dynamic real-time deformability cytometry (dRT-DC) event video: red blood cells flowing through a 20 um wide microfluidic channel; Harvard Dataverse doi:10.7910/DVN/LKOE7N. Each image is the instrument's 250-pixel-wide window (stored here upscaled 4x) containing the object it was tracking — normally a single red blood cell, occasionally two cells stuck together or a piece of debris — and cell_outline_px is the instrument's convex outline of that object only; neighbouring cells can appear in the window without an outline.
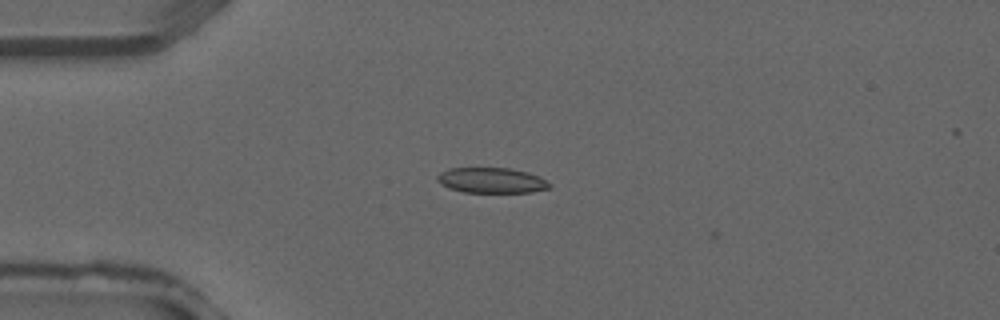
{"species": "common noctule bat (a hibernating species)", "species_latin": "Nyctalus noctula", "temperature_condition": "warm", "stored_images_in_passage": 9, "camera_frame_rate_fps": 3000, "um_per_image_px": 0.085, "animal": {"sex": "male", "forearm_length_mm": 52.5}, "frame": {"image": 1, "passage_image": 8, "time_ms": 2.333, "image_size_px": [1000, 320], "cell_outline_px": [[552, 188], [532, 192], [464, 192], [448, 188], [440, 184], [436, 180], [436, 176], [440, 172], [448, 168], [508, 168], [528, 172], [540, 176], [552, 184]], "centroid_in_image_um": [41.79, 15.33], "position_along_channel_um": 43.2, "area_um2": 16.82}}